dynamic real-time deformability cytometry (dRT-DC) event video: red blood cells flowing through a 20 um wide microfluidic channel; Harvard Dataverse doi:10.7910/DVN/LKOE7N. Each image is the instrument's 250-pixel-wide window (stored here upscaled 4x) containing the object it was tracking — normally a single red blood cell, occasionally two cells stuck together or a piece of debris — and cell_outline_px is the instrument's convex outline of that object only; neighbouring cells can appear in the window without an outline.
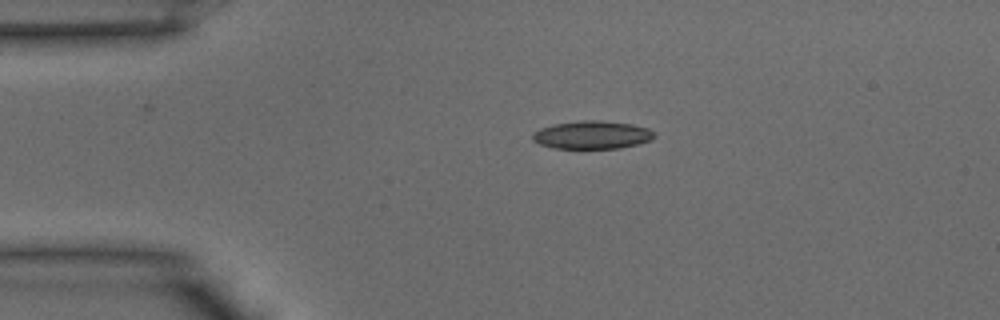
{"species": "common noctule bat (a hibernating species)", "species_latin": "Nyctalus noctula", "temperature_condition": "warm", "stored_images_in_passage": 32, "camera_frame_rate_fps": 3000, "um_per_image_px": 0.085, "animal": {"sex": "male", "body_mass_g": 15.6}, "frame": {"image": 1, "passage_image": 1, "time_ms": 0.0, "image_size_px": [1000, 320], "cell_outline_px": [[656, 136], [652, 140], [620, 148], [552, 148], [540, 144], [532, 140], [532, 132], [540, 128], [552, 124], [580, 120], [600, 120], [632, 124], [648, 128], [656, 132]], "centroid_in_image_um": [50.33, 11.46], "position_along_channel_um": 34.7, "area_um2": 20.11}}
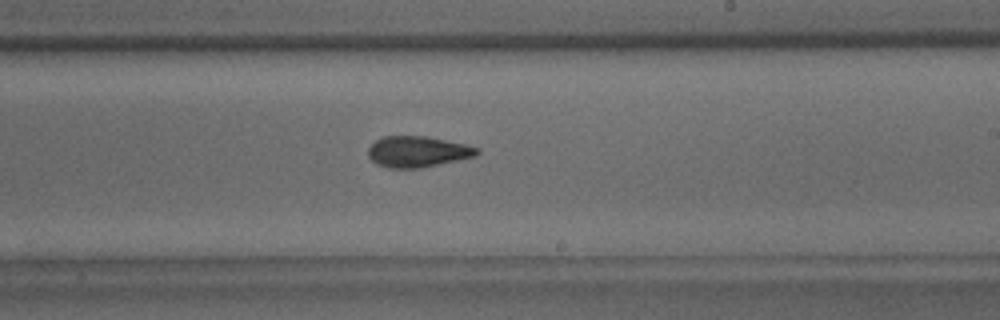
{"frame": {"image": 2, "passage_image": 16, "time_ms": 5.0, "image_size_px": [1000, 320], "cell_outline_px": [[480, 152], [476, 156], [420, 168], [388, 168], [376, 164], [368, 156], [368, 148], [376, 140], [384, 136], [424, 136], [464, 144], [480, 148]], "centroid_in_image_um": [35.48, 12.9], "position_along_channel_um": 253.5, "area_um2": 19.54}}
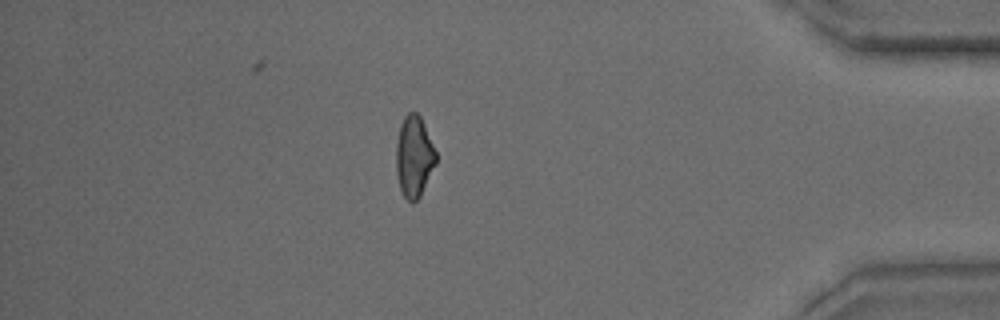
{"frame": {"image": 3, "passage_image": 27, "time_ms": 8.667, "image_size_px": [1000, 320], "cell_outline_px": [[436, 164], [420, 196], [412, 204], [404, 196], [400, 188], [396, 172], [396, 144], [400, 124], [404, 116], [408, 112], [416, 112], [420, 116], [424, 124], [436, 152]], "centroid_in_image_um": [35.18, 13.3], "position_along_channel_um": 400.0, "area_um2": 18.84}}